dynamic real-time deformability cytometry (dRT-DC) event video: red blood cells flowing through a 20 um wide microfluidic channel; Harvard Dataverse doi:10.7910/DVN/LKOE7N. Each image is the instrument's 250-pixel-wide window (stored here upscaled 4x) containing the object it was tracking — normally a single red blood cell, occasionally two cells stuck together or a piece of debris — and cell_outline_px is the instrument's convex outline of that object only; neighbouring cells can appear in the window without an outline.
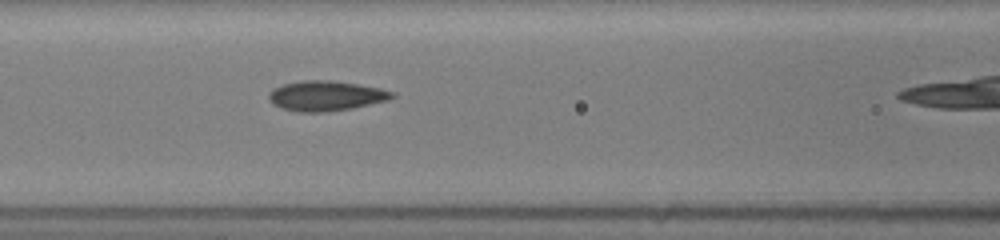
{"species": "common noctule bat (a hibernating species)", "species_latin": "Nyctalus noctula", "temperature_condition": "room temperature", "stored_images_in_passage": 15, "camera_frame_rate_fps": 3000, "um_per_image_px": 0.085, "animal": {"sex": "female", "body_mass_g": 19.5, "forearm_length_mm": 54.1}, "frame": {"image": 1, "passage_image": 11, "time_ms": 3.333, "image_size_px": [1000, 240], "cell_outline_px": [[396, 96], [388, 100], [352, 108], [328, 112], [296, 112], [280, 108], [272, 104], [268, 100], [268, 92], [272, 88], [284, 84], [300, 80], [332, 80], [360, 84], [380, 88], [396, 92]], "centroid_in_image_um": [27.68, 8.14], "position_along_channel_um": 138.9, "area_um2": 22.02}}